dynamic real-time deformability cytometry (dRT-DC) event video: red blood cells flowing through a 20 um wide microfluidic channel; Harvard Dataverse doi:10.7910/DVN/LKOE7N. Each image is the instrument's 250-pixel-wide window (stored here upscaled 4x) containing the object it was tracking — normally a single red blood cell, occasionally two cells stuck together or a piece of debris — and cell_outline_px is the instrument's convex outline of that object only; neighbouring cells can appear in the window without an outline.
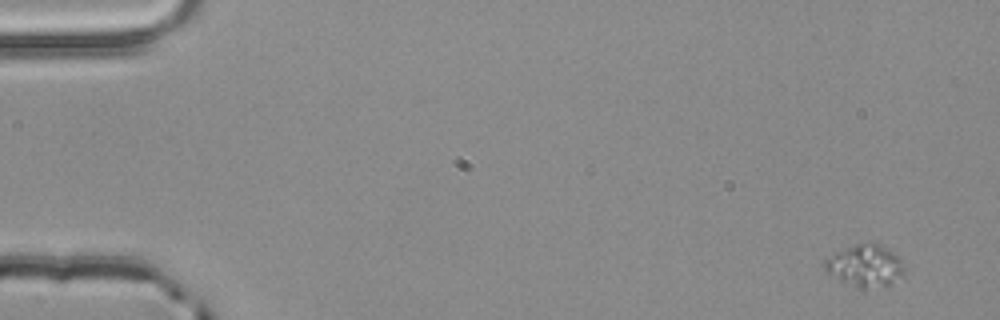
{"species": "common noctule bat (a hibernating species)", "species_latin": "Nyctalus noctula", "temperature_condition": "room temperature", "stored_images_in_passage": 4, "camera_frame_rate_fps": 3000, "um_per_image_px": 0.085, "animal": {"sex": "male", "body_mass_g": 20.4}, "frame": {"image": 1, "passage_image": 1, "time_ms": 0.0, "image_size_px": [1000, 320], "cell_outline_px": [[904, 276], [888, 284], [864, 292], [840, 280], [828, 272], [820, 264], [824, 256], [856, 244], [872, 240], [876, 240], [892, 252], [900, 260], [904, 272]], "centroid_in_image_um": [73.48, 22.58], "position_along_channel_um": 11.5, "area_um2": 20.17}}
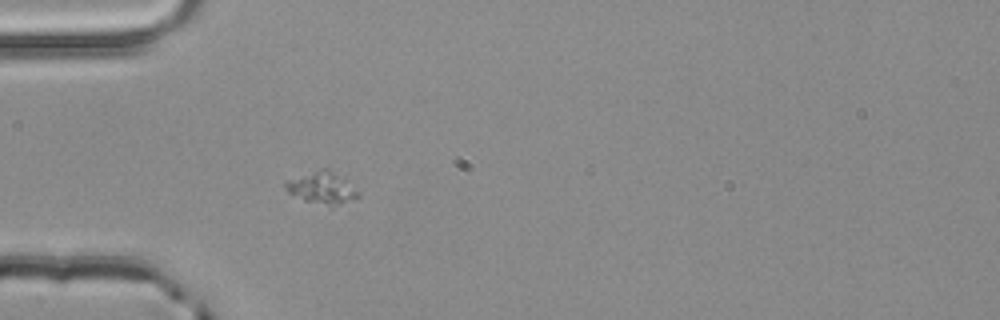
{"frame": {"image": 2, "passage_image": 4, "time_ms": 1.0, "image_size_px": [1000, 320], "cell_outline_px": [[360, 196], [332, 208], [304, 200], [288, 192], [284, 188], [284, 180], [320, 168], [328, 168], [344, 176]], "centroid_in_image_um": [27.34, 15.95], "position_along_channel_um": 57.7, "area_um2": 13.93}}